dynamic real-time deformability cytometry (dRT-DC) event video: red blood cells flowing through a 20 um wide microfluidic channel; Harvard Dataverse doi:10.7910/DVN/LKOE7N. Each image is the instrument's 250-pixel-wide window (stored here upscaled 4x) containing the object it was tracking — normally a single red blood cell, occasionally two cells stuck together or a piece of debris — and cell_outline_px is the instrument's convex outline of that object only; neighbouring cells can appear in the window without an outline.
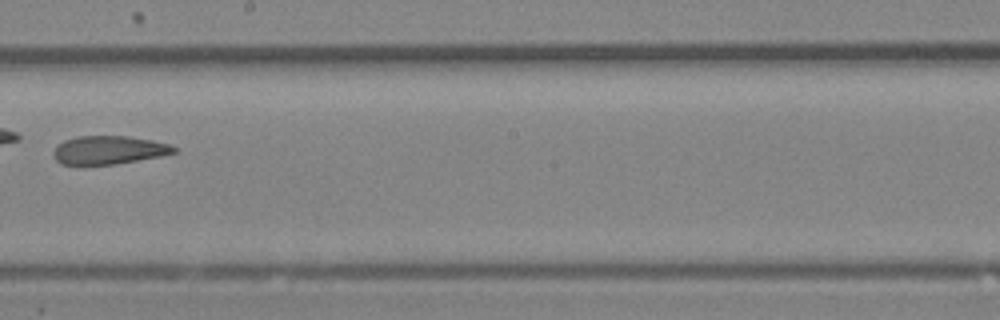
{"species": "Egyptian fruit bat (a non-hibernating species)", "species_latin": "Rousettus aegyptiacus", "temperature_condition": "room temperature", "stored_images_in_passage": 34, "camera_frame_rate_fps": 3000, "um_per_image_px": 0.085, "animal": {"sex": "female"}, "frame": {"image": 1, "passage_image": 20, "time_ms": 6.333, "image_size_px": [1000, 320], "cell_outline_px": [[176, 152], [160, 156], [116, 164], [60, 164], [56, 160], [52, 152], [64, 140], [76, 136], [128, 136], [152, 140], [168, 144], [176, 148]], "centroid_in_image_um": [9.24, 12.75], "position_along_channel_um": 239.0, "area_um2": 19.71}}